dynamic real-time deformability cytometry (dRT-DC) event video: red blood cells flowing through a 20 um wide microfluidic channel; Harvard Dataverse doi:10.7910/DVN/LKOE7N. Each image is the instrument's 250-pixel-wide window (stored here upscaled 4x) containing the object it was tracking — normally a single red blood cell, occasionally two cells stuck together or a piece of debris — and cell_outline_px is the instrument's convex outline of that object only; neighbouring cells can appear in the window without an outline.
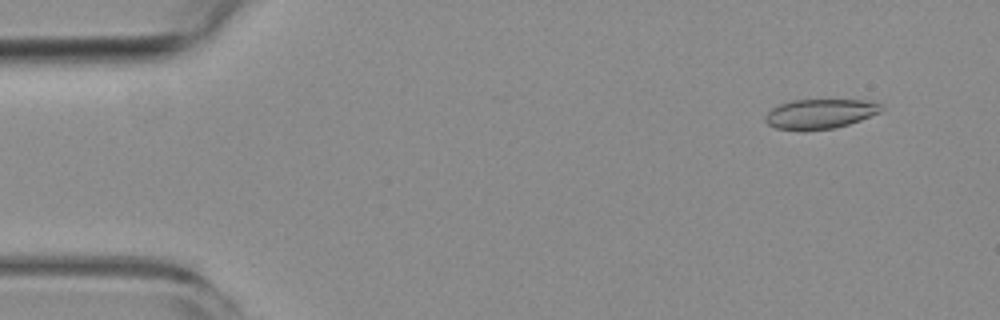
{"species": "common noctule bat (a hibernating species)", "species_latin": "Nyctalus noctula", "temperature_condition": "room temperature", "stored_images_in_passage": 52, "camera_frame_rate_fps": 3000, "um_per_image_px": 0.085, "animal": {"sex": "female", "body_mass_g": 19.3, "forearm_length_mm": 54.1}, "frame": {"image": 1, "passage_image": 1, "time_ms": 0.0, "image_size_px": [1000, 320], "cell_outline_px": [[884, 108], [880, 112], [860, 120], [836, 128], [776, 128], [768, 124], [764, 120], [764, 116], [772, 108], [780, 104], [792, 100], [868, 100], [884, 104]], "centroid_in_image_um": [69.76, 9.63], "position_along_channel_um": 15.2, "area_um2": 19.59}}
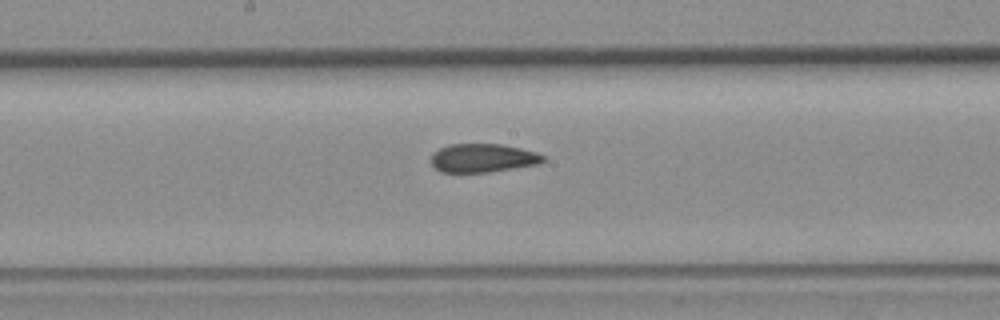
{"frame": {"image": 2, "passage_image": 25, "time_ms": 8.0, "image_size_px": [1000, 320], "cell_outline_px": [[544, 160], [540, 164], [488, 172], [440, 172], [432, 164], [432, 152], [448, 144], [500, 144], [520, 148], [536, 152], [544, 156]], "centroid_in_image_um": [41.03, 13.43], "position_along_channel_um": 207.2, "area_um2": 18.61}}
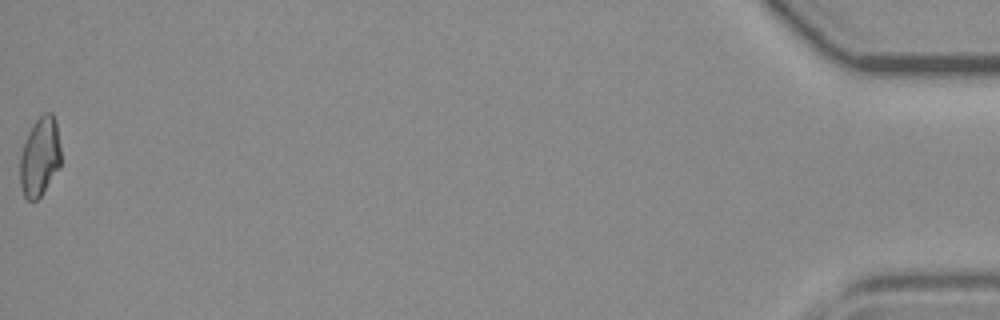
{"frame": {"image": 3, "passage_image": 52, "time_ms": 17.0, "image_size_px": [1000, 320], "cell_outline_px": [[60, 164], [40, 196], [36, 200], [28, 200], [24, 196], [20, 184], [20, 156], [28, 132], [36, 120], [44, 112], [52, 112], [56, 120], [60, 148]], "centroid_in_image_um": [3.37, 13.29], "position_along_channel_um": 431.8, "area_um2": 18.5}, "authors_computed_cell_mechanics": {"area_um2": 19.5653, "velocity_mm_per_s": 3.6934, "shape_relaxation_time_tau1_ms": null, "shape_relaxation_time_tau2_ms": 1.9597, "deformation_change_tau1": null, "deformation_change_tau2": 0.0648}}